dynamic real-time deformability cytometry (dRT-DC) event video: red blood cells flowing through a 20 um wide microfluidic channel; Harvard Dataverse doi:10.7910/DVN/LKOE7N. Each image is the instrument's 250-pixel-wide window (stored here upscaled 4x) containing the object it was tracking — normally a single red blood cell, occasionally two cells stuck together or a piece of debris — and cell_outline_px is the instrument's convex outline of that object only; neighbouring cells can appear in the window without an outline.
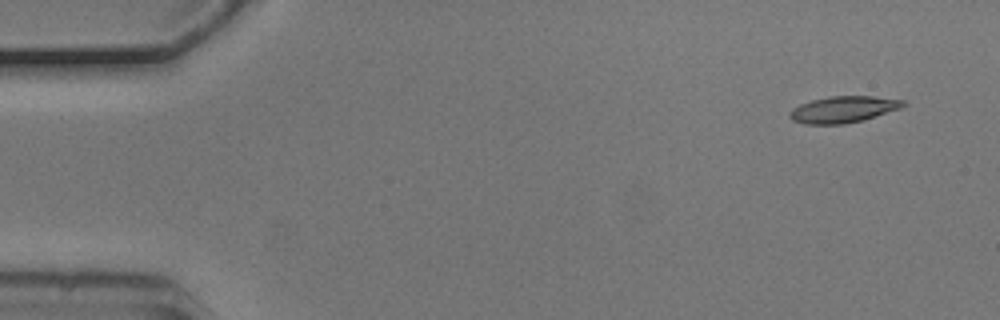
{"species": "common noctule bat (a hibernating species)", "species_latin": "Nyctalus noctula", "temperature_condition": "cold", "stored_images_in_passage": 4, "camera_frame_rate_fps": 3000, "um_per_image_px": 0.085, "animal": {"sex": "male", "body_mass_g": 20.5, "forearm_length_mm": 52.5}, "frame": {"image": 1, "passage_image": 1, "time_ms": 0.0, "image_size_px": [1000, 320], "cell_outline_px": [[908, 104], [900, 108], [860, 120], [844, 124], [804, 124], [792, 120], [788, 116], [788, 112], [792, 108], [800, 104], [812, 100], [828, 96], [872, 96], [904, 100]], "centroid_in_image_um": [71.63, 9.29], "position_along_channel_um": 13.4, "area_um2": 17.4}}
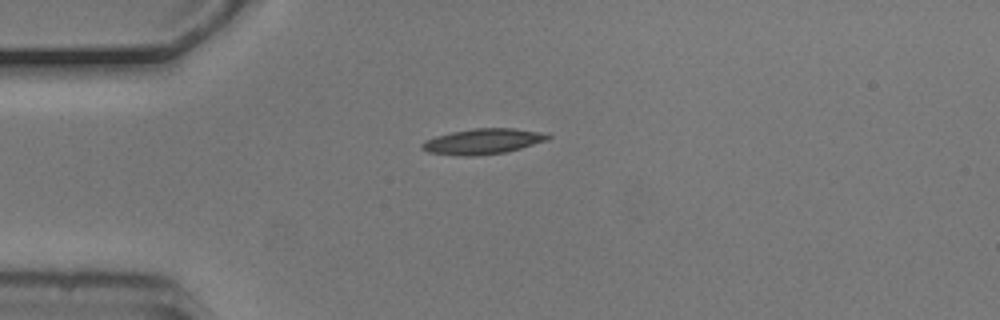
{"frame": {"image": 2, "passage_image": 4, "time_ms": 1.0, "image_size_px": [1000, 320], "cell_outline_px": [[552, 136], [548, 140], [520, 148], [504, 152], [476, 156], [460, 156], [428, 152], [420, 148], [420, 144], [424, 140], [436, 136], [452, 132], [476, 128], [516, 128], [548, 132]], "centroid_in_image_um": [41.07, 12.01], "position_along_channel_um": 43.9, "area_um2": 18.9}}